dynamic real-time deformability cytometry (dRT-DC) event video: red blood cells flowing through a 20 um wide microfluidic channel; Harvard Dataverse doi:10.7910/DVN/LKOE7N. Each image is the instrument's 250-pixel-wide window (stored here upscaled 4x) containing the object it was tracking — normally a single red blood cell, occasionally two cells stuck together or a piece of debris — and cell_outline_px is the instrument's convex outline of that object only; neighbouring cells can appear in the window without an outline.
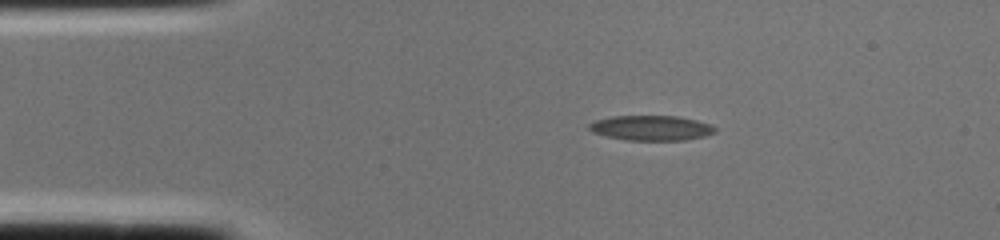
{"species": "common noctule bat (a hibernating species)", "species_latin": "Nyctalus noctula", "temperature_condition": "cold", "stored_images_in_passage": 1, "camera_frame_rate_fps": 3000, "um_per_image_px": 0.085, "animal": {"sex": "female", "body_mass_g": 22.0, "forearm_length_mm": 56.7}, "frame": {"image": 1, "passage_image": 1, "time_ms": 0.0, "image_size_px": [1000, 240], "cell_outline_px": [[716, 132], [704, 136], [684, 140], [624, 140], [604, 136], [592, 132], [588, 128], [588, 124], [596, 120], [612, 116], [676, 116], [696, 120], [712, 124], [716, 128]], "centroid_in_image_um": [55.34, 10.88], "position_along_channel_um": 29.7, "area_um2": 18.44}}